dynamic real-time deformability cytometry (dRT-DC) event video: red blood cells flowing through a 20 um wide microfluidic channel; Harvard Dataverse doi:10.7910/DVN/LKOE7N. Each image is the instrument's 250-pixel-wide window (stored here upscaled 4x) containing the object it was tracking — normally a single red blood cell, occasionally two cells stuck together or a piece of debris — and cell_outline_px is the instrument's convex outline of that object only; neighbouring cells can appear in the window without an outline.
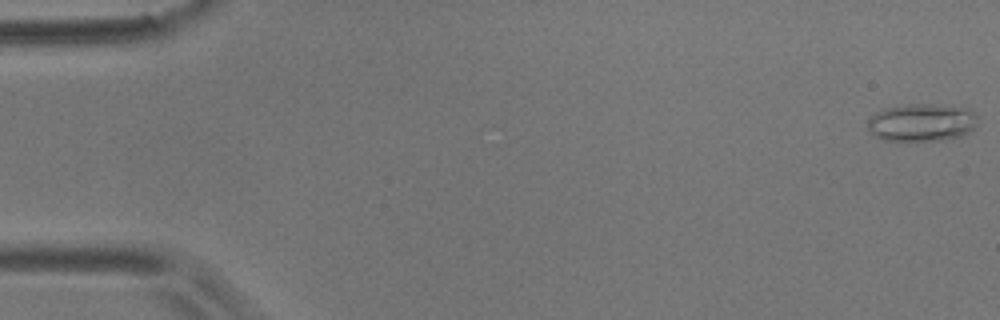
{"species": "common noctule bat (a hibernating species)", "species_latin": "Nyctalus noctula", "temperature_condition": "room temperature", "stored_images_in_passage": 6, "camera_frame_rate_fps": 3000, "um_per_image_px": 0.085, "animal": {"sex": "male", "body_mass_g": 17.9}, "frame": {"image": 1, "passage_image": 1, "time_ms": 0.0, "image_size_px": [1000, 320], "cell_outline_px": [[976, 124], [968, 132], [960, 136], [940, 140], [888, 140], [876, 136], [868, 132], [868, 120], [876, 112], [884, 108], [908, 104], [928, 104], [968, 108], [976, 116]], "centroid_in_image_um": [78.31, 10.4], "position_along_channel_um": 6.7, "area_um2": 23.81}}
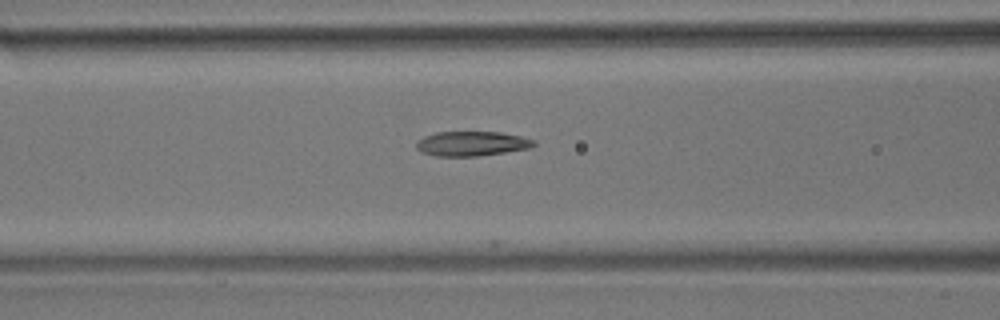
{"frame": {"image": 2, "passage_image": 6, "time_ms": 1.667, "image_size_px": [1000, 320], "cell_outline_px": [[536, 144], [532, 148], [476, 156], [436, 156], [420, 152], [416, 148], [416, 144], [424, 136], [436, 132], [500, 132], [520, 136], [536, 140]], "centroid_in_image_um": [40.12, 12.21], "position_along_channel_um": 126.5, "area_um2": 16.88}}